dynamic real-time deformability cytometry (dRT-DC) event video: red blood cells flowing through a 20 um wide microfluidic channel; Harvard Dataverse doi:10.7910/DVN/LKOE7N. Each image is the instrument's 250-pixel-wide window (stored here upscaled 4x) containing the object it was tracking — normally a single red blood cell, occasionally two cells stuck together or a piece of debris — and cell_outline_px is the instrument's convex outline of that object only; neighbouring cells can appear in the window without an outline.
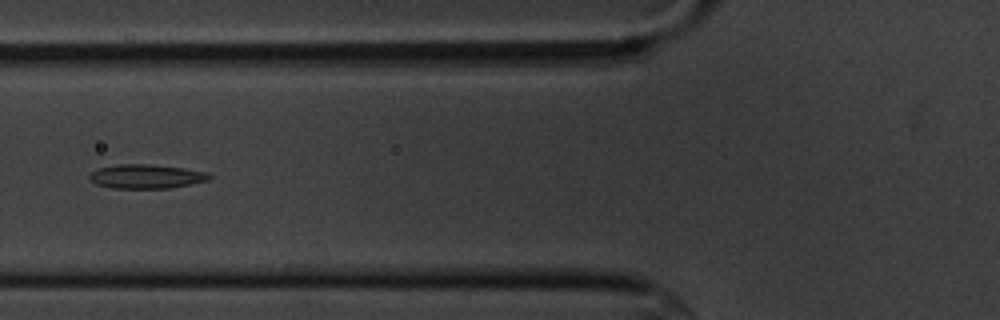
{"species": "common noctule bat (a hibernating species)", "species_latin": "Nyctalus noctula", "temperature_condition": "cold", "stored_images_in_passage": 10, "camera_frame_rate_fps": 3000, "um_per_image_px": 0.085, "animal": {"sex": "male", "body_mass_g": 20.1, "forearm_length_mm": 53.5}, "frame": {"image": 1, "passage_image": 7, "time_ms": 7.0, "image_size_px": [1000, 320], "cell_outline_px": [[212, 176], [208, 180], [168, 188], [112, 188], [96, 184], [88, 180], [88, 176], [96, 168], [116, 164], [148, 164], [184, 168], [208, 172]], "centroid_in_image_um": [12.37, 14.99], "position_along_channel_um": 113.4, "area_um2": 16.88}}
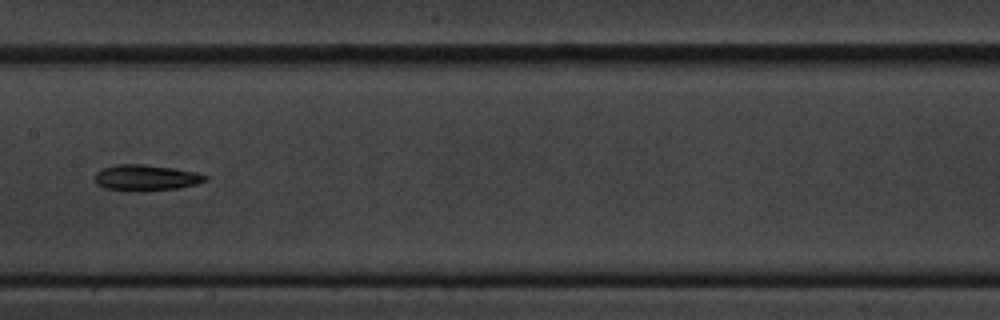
{"frame": {"image": 2, "passage_image": 9, "time_ms": 9.333, "image_size_px": [1000, 320], "cell_outline_px": [[208, 180], [196, 184], [180, 188], [104, 188], [96, 184], [96, 172], [100, 168], [116, 164], [144, 164], [172, 168], [196, 172], [208, 176]], "centroid_in_image_um": [12.43, 15.04], "position_along_channel_um": 195.0, "area_um2": 15.84}}
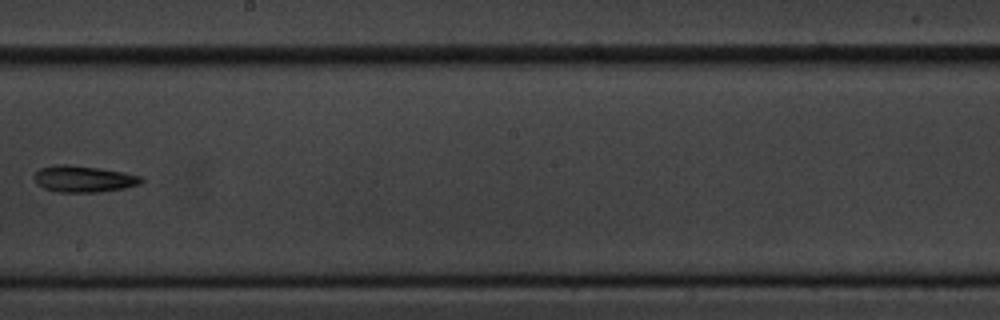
{"frame": {"image": 3, "passage_image": 10, "time_ms": 10.667, "image_size_px": [1000, 320], "cell_outline_px": [[144, 180], [140, 184], [124, 188], [100, 192], [56, 192], [44, 188], [36, 184], [32, 176], [40, 168], [56, 164], [68, 164], [100, 168], [124, 172], [140, 176]], "centroid_in_image_um": [7.07, 15.2], "position_along_channel_um": 241.1, "area_um2": 16.7}}